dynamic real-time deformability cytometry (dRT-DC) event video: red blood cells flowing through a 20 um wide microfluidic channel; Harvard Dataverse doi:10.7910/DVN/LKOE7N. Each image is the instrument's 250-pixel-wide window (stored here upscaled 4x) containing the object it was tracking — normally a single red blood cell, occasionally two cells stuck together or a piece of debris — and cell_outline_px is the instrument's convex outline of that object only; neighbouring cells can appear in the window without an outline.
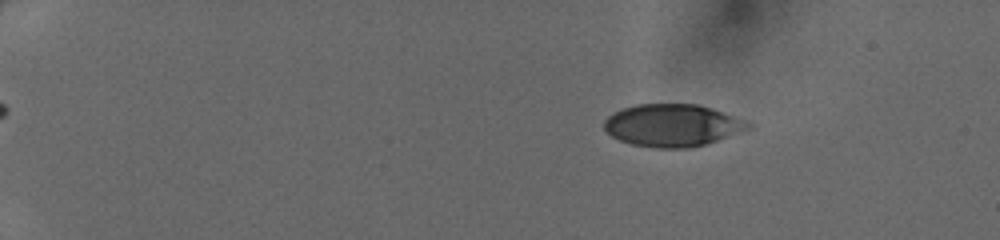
{"species": "human", "species_latin": "Homo sapiens", "temperature_condition": "cold", "stored_images_in_passage": 47, "camera_frame_rate_fps": 3000, "um_per_image_px": 0.085, "donor": {"sex": "female"}, "frame": {"image": 1, "passage_image": 7, "time_ms": 2.0, "image_size_px": [1000, 240], "cell_outline_px": [[752, 124], [748, 128], [716, 140], [704, 144], [688, 148], [656, 148], [632, 144], [620, 140], [612, 136], [604, 128], [604, 120], [612, 112], [620, 108], [636, 104], [700, 104], [712, 108], [744, 120]], "centroid_in_image_um": [57.08, 10.64], "position_along_channel_um": 27.9, "area_um2": 35.26}}
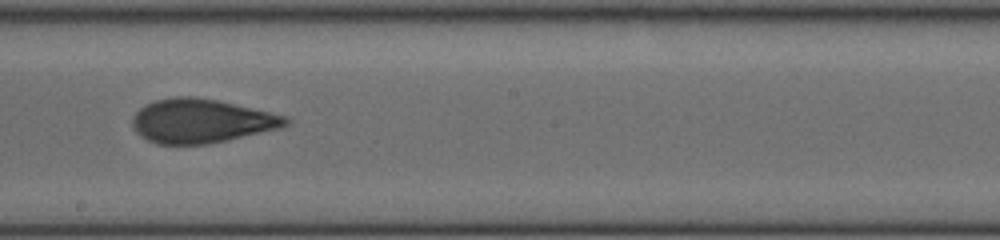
{"frame": {"image": 2, "passage_image": 29, "time_ms": 9.333, "image_size_px": [1000, 240], "cell_outline_px": [[292, 120], [288, 124], [280, 128], [228, 140], [204, 144], [156, 144], [140, 136], [136, 132], [132, 124], [132, 116], [144, 104], [156, 100], [176, 96], [192, 96], [216, 100], [288, 116]], "centroid_in_image_um": [17.1, 10.28], "position_along_channel_um": 231.1, "area_um2": 39.25}}
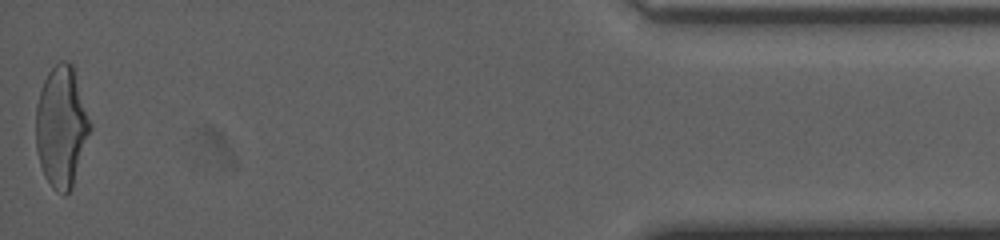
{"frame": {"image": 3, "passage_image": 47, "time_ms": 15.333, "image_size_px": [1000, 240], "cell_outline_px": [[92, 128], [72, 188], [64, 196], [56, 192], [52, 188], [44, 176], [40, 164], [36, 148], [36, 104], [44, 80], [48, 72], [60, 60], [68, 60], [72, 64], [92, 124]], "centroid_in_image_um": [5.23, 10.8], "position_along_channel_um": 430.0, "area_um2": 38.49}}